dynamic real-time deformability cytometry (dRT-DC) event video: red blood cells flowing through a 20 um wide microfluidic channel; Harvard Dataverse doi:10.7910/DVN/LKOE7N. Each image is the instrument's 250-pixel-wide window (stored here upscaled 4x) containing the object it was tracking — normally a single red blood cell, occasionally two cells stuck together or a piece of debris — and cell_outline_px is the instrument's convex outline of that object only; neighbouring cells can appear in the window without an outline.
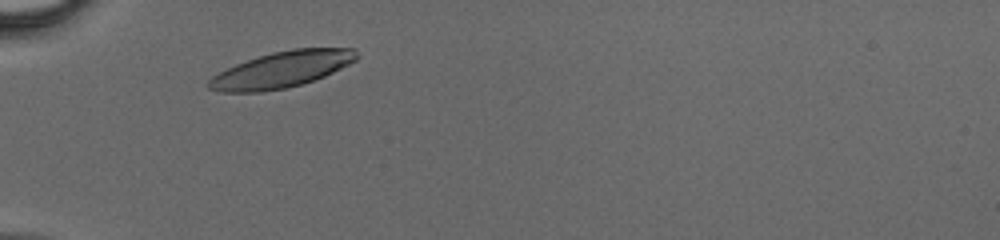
{"species": "human", "species_latin": "Homo sapiens", "temperature_condition": "cold", "stored_images_in_passage": 26, "camera_frame_rate_fps": 3000, "um_per_image_px": 0.085, "donor": {"sex": "male"}, "frame": {"image": 1, "passage_image": 1, "time_ms": 0.0, "image_size_px": [1000, 240], "cell_outline_px": [[360, 56], [356, 60], [324, 76], [288, 88], [260, 92], [220, 92], [208, 88], [204, 84], [212, 76], [236, 64], [272, 52], [292, 48], [352, 48]], "centroid_in_image_um": [23.91, 5.92], "position_along_channel_um": 61.1, "area_um2": 30.92}}
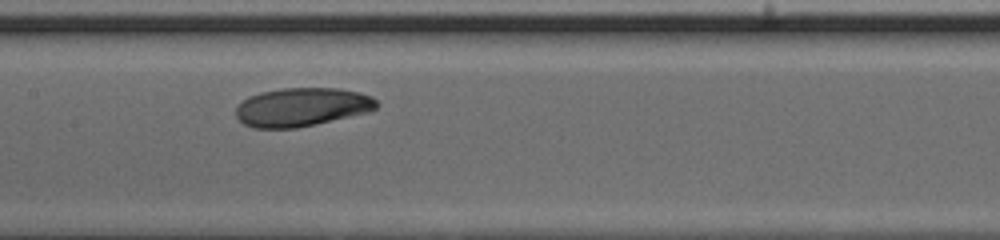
{"frame": {"image": 2, "passage_image": 10, "time_ms": 3.0, "image_size_px": [1000, 240], "cell_outline_px": [[380, 104], [372, 112], [316, 124], [296, 128], [252, 128], [244, 124], [236, 116], [236, 104], [248, 96], [260, 92], [284, 88], [340, 88], [372, 96]], "centroid_in_image_um": [25.67, 9.1], "position_along_channel_um": 181.7, "area_um2": 32.02}}
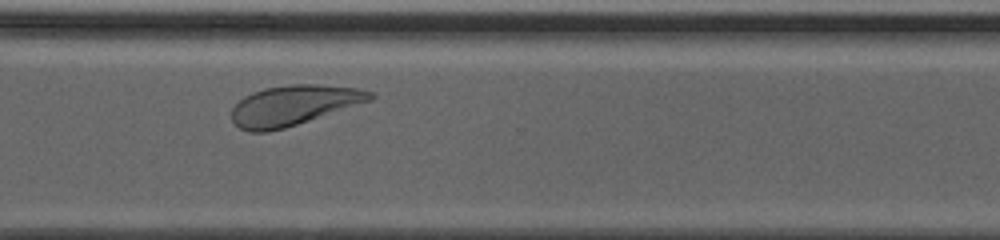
{"frame": {"image": 3, "passage_image": 21, "time_ms": 6.667, "image_size_px": [1000, 240], "cell_outline_px": [[376, 96], [372, 100], [284, 128], [268, 132], [248, 132], [240, 128], [232, 120], [232, 108], [244, 96], [252, 92], [264, 88], [288, 84], [316, 84], [356, 88], [372, 92]], "centroid_in_image_um": [24.93, 8.94], "position_along_channel_um": 345.7, "area_um2": 32.14}}